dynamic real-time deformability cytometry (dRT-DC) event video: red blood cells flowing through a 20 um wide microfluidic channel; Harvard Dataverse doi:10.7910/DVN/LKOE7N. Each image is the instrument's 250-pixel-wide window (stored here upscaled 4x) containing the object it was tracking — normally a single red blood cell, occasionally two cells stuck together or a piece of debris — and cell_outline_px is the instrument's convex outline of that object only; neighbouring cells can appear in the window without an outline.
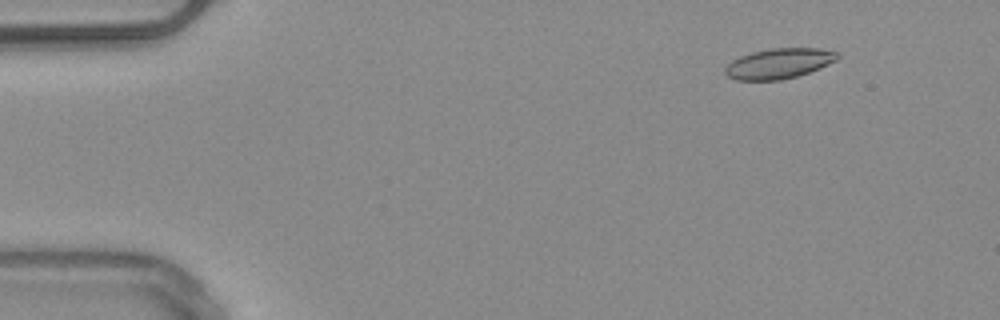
{"species": "common noctule bat (a hibernating species)", "species_latin": "Nyctalus noctula", "temperature_condition": "warm", "stored_images_in_passage": 3, "segment_of_instrument_passage": [2, 2], "camera_frame_rate_fps": 3000, "um_per_image_px": 0.085, "animal": {"sex": "male", "body_mass_g": 20.4}, "frame": {"image": 1, "passage_image": 3, "time_ms": 2.333, "image_size_px": [1000, 320], "cell_outline_px": [[840, 56], [836, 60], [820, 68], [796, 76], [780, 80], [736, 80], [728, 76], [724, 72], [724, 68], [732, 60], [740, 56], [752, 52], [768, 48], [820, 48], [840, 52]], "centroid_in_image_um": [66.21, 5.38], "position_along_channel_um": 18.8, "area_um2": 19.88}}